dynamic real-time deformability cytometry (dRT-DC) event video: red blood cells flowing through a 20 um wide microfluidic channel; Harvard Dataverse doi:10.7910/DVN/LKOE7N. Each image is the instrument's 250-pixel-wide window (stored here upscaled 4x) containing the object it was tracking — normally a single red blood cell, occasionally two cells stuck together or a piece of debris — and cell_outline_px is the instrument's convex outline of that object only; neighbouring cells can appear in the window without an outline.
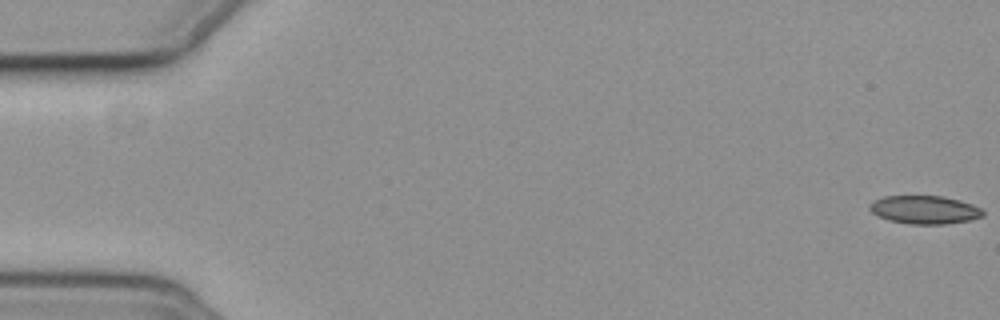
{"species": "common noctule bat (a hibernating species)", "species_latin": "Nyctalus noctula", "temperature_condition": "cold", "stored_images_in_passage": 18, "camera_frame_rate_fps": 3000, "um_per_image_px": 0.085, "animal": {"sex": "female", "body_mass_g": 19.3, "forearm_length_mm": 54.1}, "frame": {"image": 1, "passage_image": 1, "time_ms": 0.0, "image_size_px": [1000, 320], "cell_outline_px": [[984, 216], [968, 220], [944, 224], [912, 224], [888, 220], [872, 212], [868, 208], [868, 204], [872, 200], [884, 196], [944, 196], [960, 200], [972, 204], [980, 208], [984, 212]], "centroid_in_image_um": [78.57, 17.82], "position_along_channel_um": 6.4, "area_um2": 18.67}}
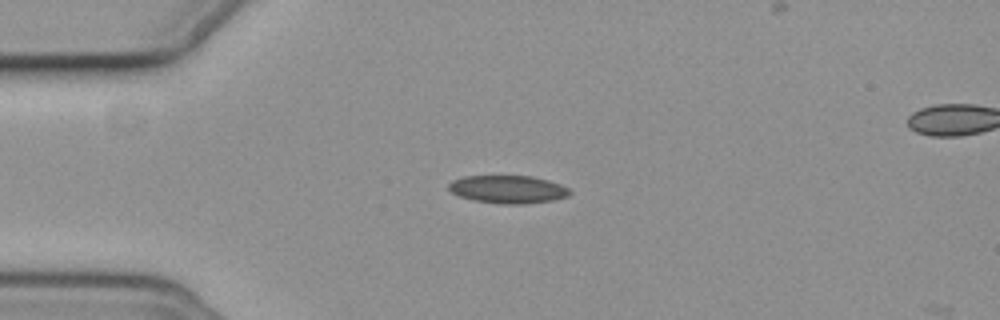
{"frame": {"image": 2, "passage_image": 15, "time_ms": 4.667, "image_size_px": [1000, 320], "cell_outline_px": [[572, 192], [568, 196], [552, 200], [524, 204], [500, 204], [472, 200], [460, 196], [452, 192], [448, 188], [448, 184], [452, 180], [464, 176], [532, 176], [548, 180], [560, 184], [568, 188]], "centroid_in_image_um": [43.17, 16.09], "position_along_channel_um": 41.8, "area_um2": 19.71}}